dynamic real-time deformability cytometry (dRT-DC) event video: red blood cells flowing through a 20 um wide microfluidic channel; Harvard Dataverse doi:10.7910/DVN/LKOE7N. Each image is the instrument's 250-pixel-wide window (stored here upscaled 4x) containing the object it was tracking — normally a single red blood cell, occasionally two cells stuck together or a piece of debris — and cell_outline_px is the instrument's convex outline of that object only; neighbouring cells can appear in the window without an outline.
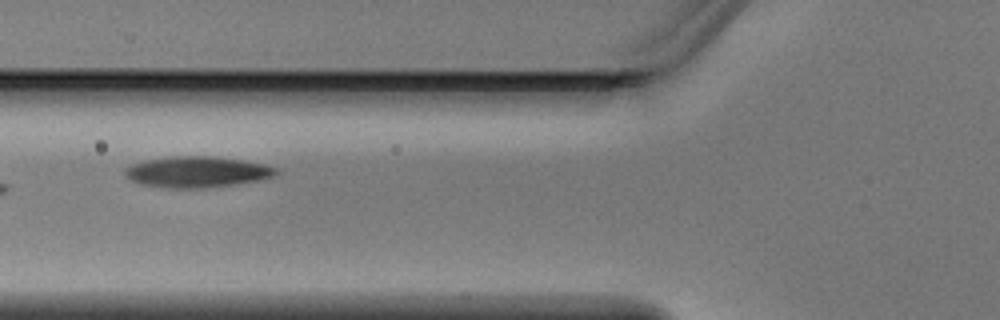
{"species": "Egyptian fruit bat (a non-hibernating species)", "species_latin": "Rousettus aegyptiacus", "temperature_condition": "warm", "stored_images_in_passage": 5, "camera_frame_rate_fps": 3000, "um_per_image_px": 0.085, "animal": {"sex": "male"}, "frame": {"image": 1, "passage_image": 4, "time_ms": 1.0, "image_size_px": [1000, 320], "cell_outline_px": [[280, 172], [276, 176], [260, 180], [236, 184], [204, 188], [168, 188], [140, 184], [124, 176], [124, 172], [132, 164], [144, 160], [172, 156], [212, 156], [240, 160], [264, 164], [276, 168]], "centroid_in_image_um": [16.76, 14.62], "position_along_channel_um": 109.0, "area_um2": 27.34}}
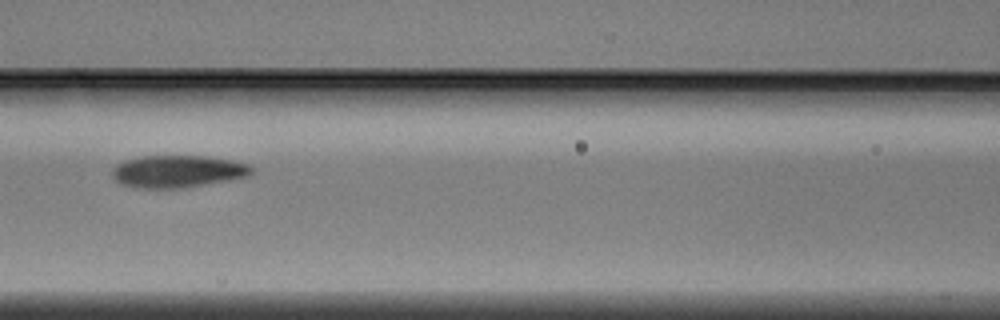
{"frame": {"image": 2, "passage_image": 5, "time_ms": 1.333, "image_size_px": [1000, 320], "cell_outline_px": [[256, 168], [248, 176], [228, 180], [180, 188], [144, 188], [120, 184], [112, 176], [112, 172], [116, 164], [124, 160], [140, 156], [204, 156], [232, 160], [248, 164]], "centroid_in_image_um": [15.1, 14.56], "position_along_channel_um": 151.5, "area_um2": 26.13}}